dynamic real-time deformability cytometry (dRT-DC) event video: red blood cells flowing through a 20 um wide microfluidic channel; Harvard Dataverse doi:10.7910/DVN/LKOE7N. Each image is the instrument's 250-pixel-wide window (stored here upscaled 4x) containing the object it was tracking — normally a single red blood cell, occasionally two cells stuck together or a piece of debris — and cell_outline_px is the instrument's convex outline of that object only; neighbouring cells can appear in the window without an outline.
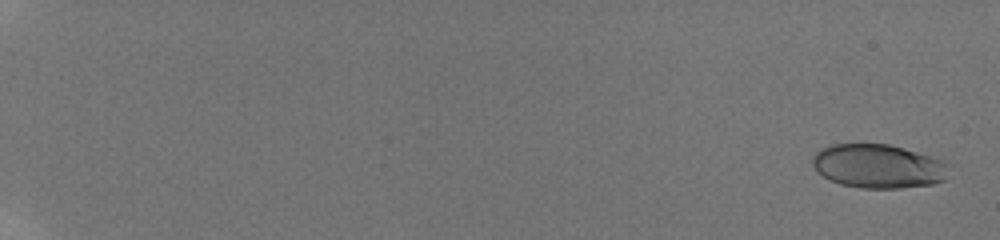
{"species": "human", "species_latin": "Homo sapiens", "temperature_condition": "room temperature", "stored_images_in_passage": 28, "camera_frame_rate_fps": 3000, "um_per_image_px": 0.085, "donor": {"sex": "male"}, "frame": {"image": 1, "passage_image": 4, "time_ms": 0.667, "image_size_px": [1000, 240], "cell_outline_px": [[944, 180], [932, 184], [900, 188], [860, 188], [840, 184], [828, 180], [816, 172], [812, 164], [812, 156], [816, 152], [832, 144], [888, 144], [904, 148], [932, 156], [944, 160]], "centroid_in_image_um": [74.57, 14.13], "position_along_channel_um": 10.4, "area_um2": 34.74}}
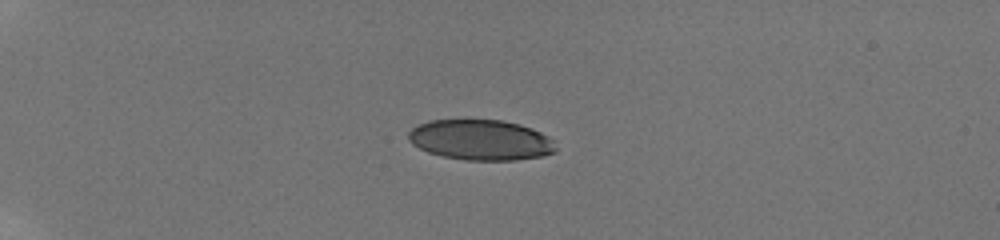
{"frame": {"image": 2, "passage_image": 23, "time_ms": 6.0, "image_size_px": [1000, 240], "cell_outline_px": [[556, 152], [544, 156], [516, 160], [468, 160], [444, 156], [428, 152], [412, 144], [408, 140], [408, 132], [412, 128], [428, 120], [500, 120], [520, 124], [532, 128], [548, 136], [552, 140], [556, 148]], "centroid_in_image_um": [40.88, 11.89], "position_along_channel_um": 44.1, "area_um2": 34.74}}